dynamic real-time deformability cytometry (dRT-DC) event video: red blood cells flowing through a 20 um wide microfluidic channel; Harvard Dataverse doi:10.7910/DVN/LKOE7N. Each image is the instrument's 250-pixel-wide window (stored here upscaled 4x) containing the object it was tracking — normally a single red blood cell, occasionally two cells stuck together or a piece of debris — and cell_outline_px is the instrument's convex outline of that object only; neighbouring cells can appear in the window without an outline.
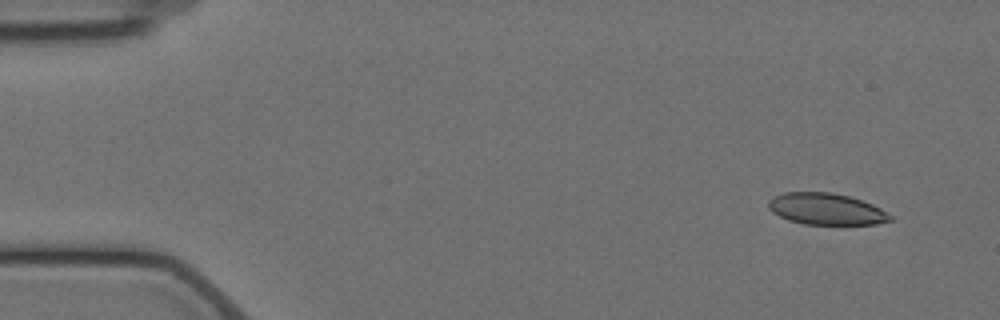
{"species": "Egyptian fruit bat (a non-hibernating species)", "species_latin": "Rousettus aegyptiacus", "temperature_condition": "cold", "stored_images_in_passage": 7, "camera_frame_rate_fps": 3000, "um_per_image_px": 0.085, "animal": {"sex": "female"}, "frame": {"image": 1, "passage_image": 1, "time_ms": 0.0, "image_size_px": [1000, 320], "cell_outline_px": [[892, 220], [876, 224], [804, 224], [788, 220], [772, 212], [768, 208], [768, 200], [772, 196], [784, 192], [832, 192], [848, 196], [872, 204], [880, 208], [892, 216]], "centroid_in_image_um": [70.19, 17.76], "position_along_channel_um": 14.8, "area_um2": 22.37}}
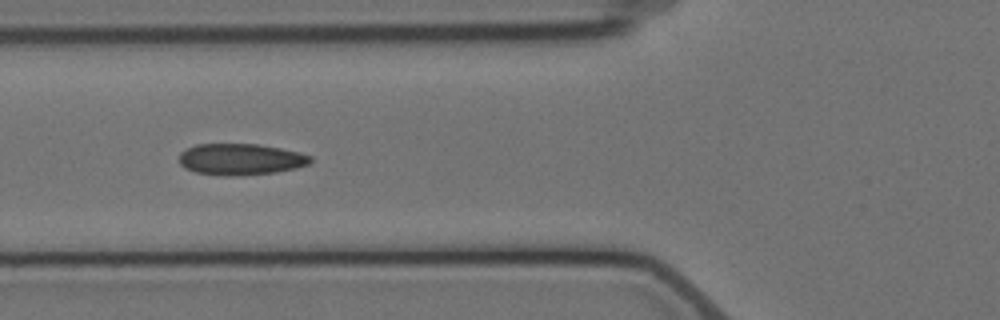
{"frame": {"image": 2, "passage_image": 6, "time_ms": 5.667, "image_size_px": [1000, 320], "cell_outline_px": [[312, 160], [308, 164], [296, 168], [276, 172], [232, 176], [224, 176], [196, 172], [184, 168], [180, 164], [180, 152], [196, 144], [256, 144], [280, 148], [300, 152], [312, 156]], "centroid_in_image_um": [20.46, 13.54], "position_along_channel_um": 105.3, "area_um2": 23.99}}
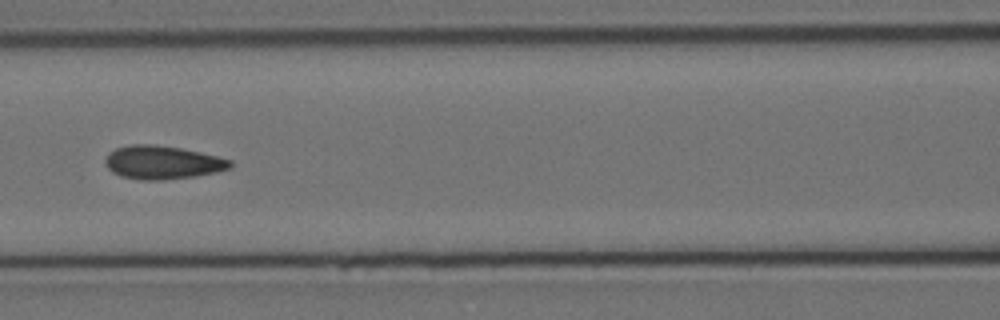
{"frame": {"image": 3, "passage_image": 7, "time_ms": 7.0, "image_size_px": [1000, 320], "cell_outline_px": [[232, 168], [216, 172], [196, 176], [164, 180], [140, 180], [120, 176], [112, 172], [104, 164], [104, 160], [108, 152], [116, 148], [132, 144], [152, 144], [180, 148], [200, 152], [232, 160]], "centroid_in_image_um": [13.79, 13.81], "position_along_channel_um": 152.8, "area_um2": 24.51}}